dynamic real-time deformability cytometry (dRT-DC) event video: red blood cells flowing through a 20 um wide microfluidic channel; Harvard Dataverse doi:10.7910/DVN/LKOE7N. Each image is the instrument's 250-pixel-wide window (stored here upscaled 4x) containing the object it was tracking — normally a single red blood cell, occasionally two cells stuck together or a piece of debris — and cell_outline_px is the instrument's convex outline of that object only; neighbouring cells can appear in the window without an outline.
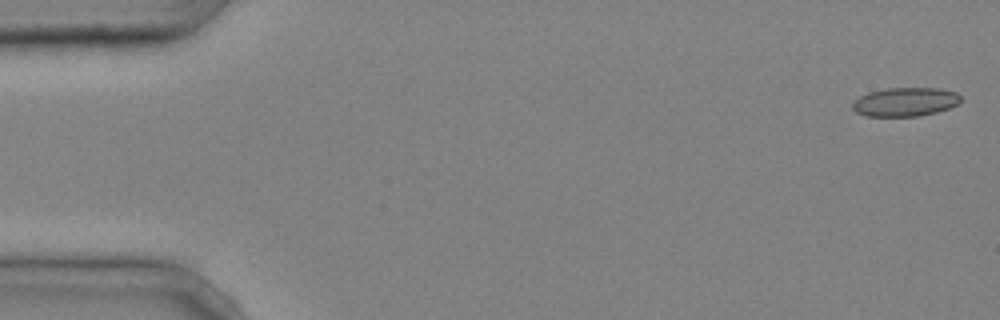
{"species": "common noctule bat (a hibernating species)", "species_latin": "Nyctalus noctula", "temperature_condition": "cold", "stored_images_in_passage": 3, "camera_frame_rate_fps": 3000, "um_per_image_px": 0.085, "animal": {"sex": "male", "body_mass_g": 20.4}, "frame": {"image": 1, "passage_image": 1, "time_ms": 0.0, "image_size_px": [1000, 320], "cell_outline_px": [[960, 100], [956, 104], [948, 108], [936, 112], [916, 116], [868, 116], [856, 112], [852, 108], [852, 104], [860, 96], [868, 92], [884, 88], [940, 88], [956, 92], [960, 96]], "centroid_in_image_um": [76.92, 8.65], "position_along_channel_um": 8.1, "area_um2": 18.03}}